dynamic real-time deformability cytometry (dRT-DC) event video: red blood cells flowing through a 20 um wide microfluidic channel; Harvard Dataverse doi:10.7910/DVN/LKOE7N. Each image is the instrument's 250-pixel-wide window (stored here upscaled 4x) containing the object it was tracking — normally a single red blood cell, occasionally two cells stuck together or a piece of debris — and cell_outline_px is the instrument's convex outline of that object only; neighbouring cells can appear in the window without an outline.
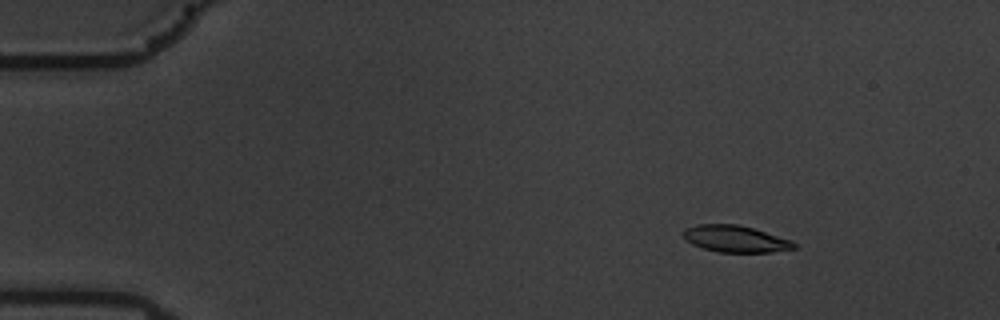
{"species": "common noctule bat (a hibernating species)", "species_latin": "Nyctalus noctula", "temperature_condition": "warm", "stored_images_in_passage": 59, "camera_frame_rate_fps": 3000, "um_per_image_px": 0.085, "animal": {"sex": "male", "body_mass_g": 19.5, "forearm_length_mm": 54.6}, "frame": {"image": 1, "passage_image": 9, "time_ms": 2.667, "image_size_px": [1000, 320], "cell_outline_px": [[796, 248], [772, 252], [720, 252], [704, 248], [692, 244], [684, 240], [684, 228], [696, 224], [736, 224], [752, 228], [792, 240], [796, 244]], "centroid_in_image_um": [62.49, 20.3], "position_along_channel_um": 22.5, "area_um2": 17.17}}
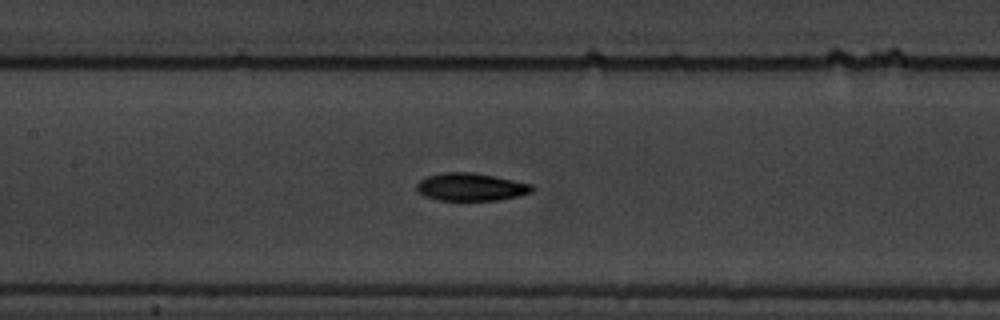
{"frame": {"image": 2, "passage_image": 29, "time_ms": 9.333, "image_size_px": [1000, 320], "cell_outline_px": [[536, 188], [532, 192], [500, 200], [440, 200], [424, 196], [416, 192], [416, 184], [420, 180], [428, 176], [444, 172], [472, 172], [532, 184]], "centroid_in_image_um": [40.0, 15.89], "position_along_channel_um": 167.4, "area_um2": 18.61}}
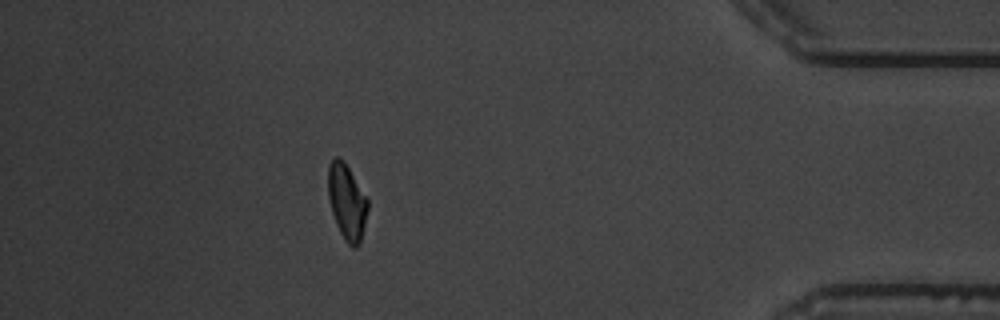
{"frame": {"image": 3, "passage_image": 53, "time_ms": 17.333, "image_size_px": [1000, 320], "cell_outline_px": [[368, 208], [360, 244], [356, 248], [352, 248], [344, 240], [336, 224], [332, 212], [328, 196], [328, 164], [336, 156], [340, 156], [344, 160], [368, 200]], "centroid_in_image_um": [29.48, 17.16], "position_along_channel_um": 405.7, "area_um2": 17.51}, "authors_computed_cell_mechanics": {"area_um2": 17.8024, "velocity_mm_per_s": 3.523, "shape_relaxation_time_tau1_ms": 4.7469, "shape_relaxation_time_tau2_ms": 4.3443, "deformation_change_tau1": 0.1743, "deformation_change_tau2": 0.1104}}